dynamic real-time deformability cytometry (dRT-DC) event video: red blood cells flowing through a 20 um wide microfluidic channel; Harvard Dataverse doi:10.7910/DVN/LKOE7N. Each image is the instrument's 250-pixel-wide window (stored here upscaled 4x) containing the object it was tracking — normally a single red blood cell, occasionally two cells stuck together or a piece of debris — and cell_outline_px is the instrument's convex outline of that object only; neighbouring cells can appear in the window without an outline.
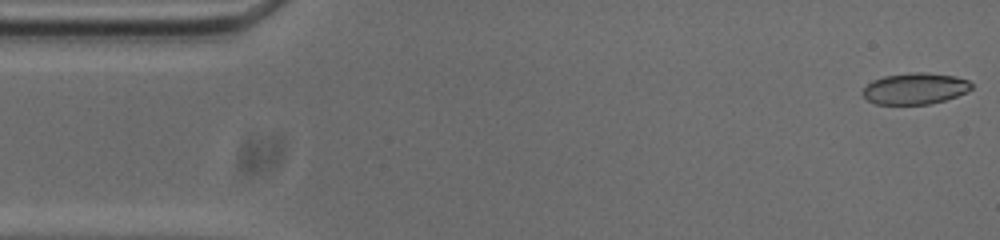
{"species": "common noctule bat (a hibernating species)", "species_latin": "Nyctalus noctula", "temperature_condition": "cold", "stored_images_in_passage": 53, "camera_frame_rate_fps": 3000, "um_per_image_px": 0.085, "animal": {"sex": "male", "body_mass_g": 20.0, "forearm_length_mm": 53.3}, "frame": {"image": 1, "passage_image": 1, "time_ms": 0.0, "image_size_px": [1000, 240], "cell_outline_px": [[972, 88], [956, 96], [944, 100], [928, 104], [876, 104], [868, 100], [864, 96], [864, 88], [872, 80], [884, 76], [912, 72], [928, 72], [952, 76], [968, 80], [972, 84]], "centroid_in_image_um": [77.77, 7.52], "position_along_channel_um": 7.2, "area_um2": 19.59}}
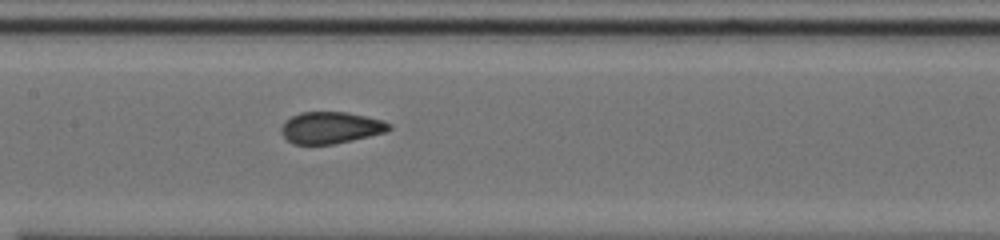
{"frame": {"image": 2, "passage_image": 24, "time_ms": 7.667, "image_size_px": [1000, 240], "cell_outline_px": [[392, 128], [388, 132], [352, 140], [332, 144], [292, 144], [280, 132], [280, 128], [284, 120], [300, 112], [348, 112], [380, 120], [392, 124]], "centroid_in_image_um": [28.1, 10.85], "position_along_channel_um": 179.3, "area_um2": 20.0}}
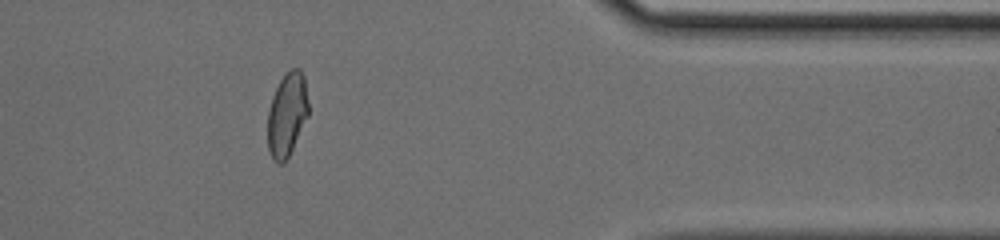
{"frame": {"image": 3, "passage_image": 43, "time_ms": 14.0, "image_size_px": [1000, 240], "cell_outline_px": [[308, 116], [284, 164], [280, 164], [272, 156], [268, 148], [268, 112], [272, 96], [280, 80], [292, 68], [300, 68], [304, 76], [308, 104]], "centroid_in_image_um": [24.4, 9.72], "position_along_channel_um": 387.0, "area_um2": 19.54}, "authors_computed_cell_mechanics": {"area_um2": 20.2878, "velocity_mm_per_s": 3.7317, "shape_relaxation_time_tau1_ms": null, "shape_relaxation_time_tau2_ms": 0.9525, "deformation_change_tau1": null, "deformation_change_tau2": 0.0504}}